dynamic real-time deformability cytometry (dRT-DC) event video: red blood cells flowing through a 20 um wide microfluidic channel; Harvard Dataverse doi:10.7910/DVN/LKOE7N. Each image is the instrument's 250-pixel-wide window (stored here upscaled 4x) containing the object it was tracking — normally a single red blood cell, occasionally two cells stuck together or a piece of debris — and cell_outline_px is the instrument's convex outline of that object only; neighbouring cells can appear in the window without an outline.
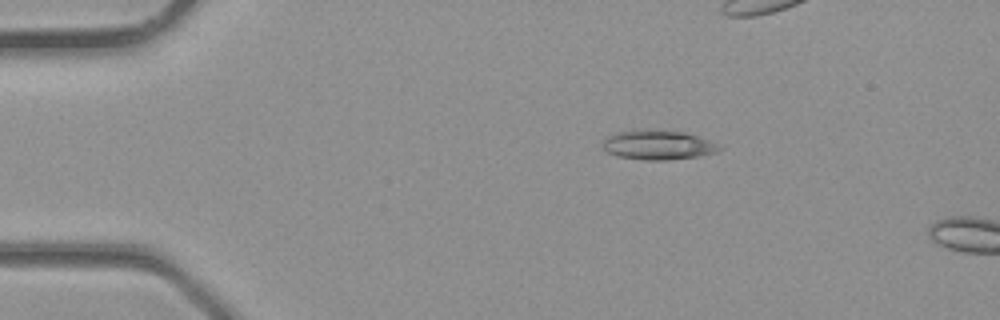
{"species": "common noctule bat (a hibernating species)", "species_latin": "Nyctalus noctula", "temperature_condition": "room temperature", "stored_images_in_passage": 3, "camera_frame_rate_fps": 3000, "um_per_image_px": 0.085, "animal": {"sex": "male", "body_mass_g": 23.1, "forearm_length_mm": 52.7}, "frame": {"image": 1, "passage_image": 2, "time_ms": 0.333, "image_size_px": [1000, 320], "cell_outline_px": [[724, 148], [716, 152], [700, 156], [668, 160], [644, 160], [620, 156], [608, 152], [600, 144], [608, 136], [620, 132], [684, 132], [696, 136], [716, 144]], "centroid_in_image_um": [55.95, 12.37], "position_along_channel_um": 29.0, "area_um2": 19.02}}